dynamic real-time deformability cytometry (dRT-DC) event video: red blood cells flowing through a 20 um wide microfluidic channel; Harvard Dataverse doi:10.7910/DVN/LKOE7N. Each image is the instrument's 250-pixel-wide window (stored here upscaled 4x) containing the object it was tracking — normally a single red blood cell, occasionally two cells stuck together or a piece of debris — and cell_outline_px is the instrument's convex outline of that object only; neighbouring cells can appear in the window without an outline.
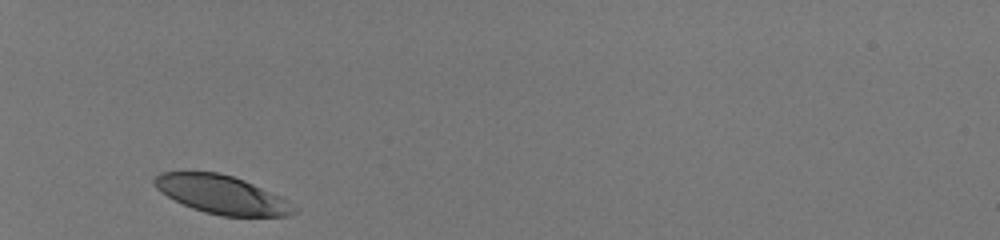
{"species": "human", "species_latin": "Homo sapiens", "temperature_condition": "room temperature", "stored_images_in_passage": 29, "camera_frame_rate_fps": 3000, "um_per_image_px": 0.085, "donor": {"sex": "male"}, "frame": {"image": 1, "passage_image": 1, "time_ms": 0.0, "image_size_px": [1000, 240], "cell_outline_px": [[296, 212], [292, 216], [220, 216], [204, 212], [192, 208], [160, 192], [156, 188], [152, 180], [160, 172], [220, 172], [244, 180], [280, 196], [288, 200], [296, 208]], "centroid_in_image_um": [18.86, 16.55], "position_along_channel_um": 66.1, "area_um2": 31.15}}
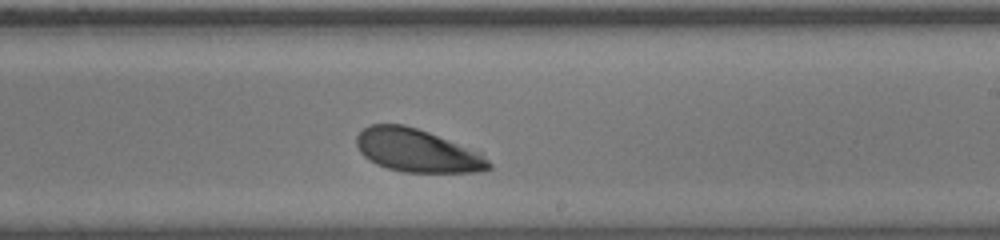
{"frame": {"image": 2, "passage_image": 17, "time_ms": 5.333, "image_size_px": [1000, 240], "cell_outline_px": [[492, 168], [480, 172], [404, 172], [388, 168], [376, 164], [364, 156], [360, 152], [356, 144], [356, 136], [368, 124], [404, 124], [428, 132], [464, 148], [488, 160], [492, 164]], "centroid_in_image_um": [35.35, 12.81], "position_along_channel_um": 253.6, "area_um2": 32.31}}
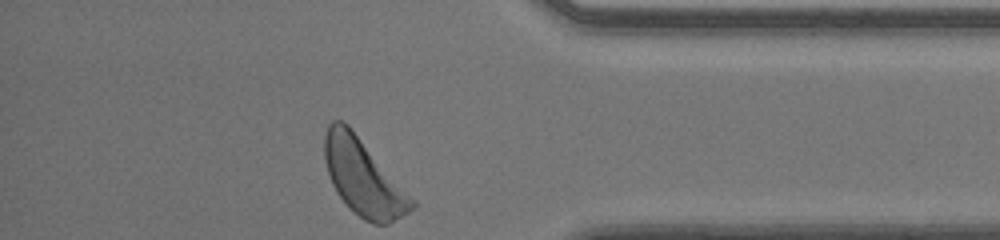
{"frame": {"image": 3, "passage_image": 29, "time_ms": 9.333, "image_size_px": [1000, 240], "cell_outline_px": [[416, 204], [408, 212], [388, 224], [372, 224], [364, 220], [336, 192], [332, 184], [324, 160], [324, 132], [328, 124], [332, 120], [340, 120], [348, 124], [352, 128], [416, 200]], "centroid_in_image_um": [30.88, 15.04], "position_along_channel_um": 404.3, "area_um2": 38.61}, "authors_computed_cell_mechanics": {"area_um2": 33.524, "velocity_mm_per_s": 3.9896, "shape_relaxation_time_tau1_ms": 2.6241, "shape_relaxation_time_tau2_ms": null, "deformation_change_tau1": 0.1413, "deformation_change_tau2": null}}